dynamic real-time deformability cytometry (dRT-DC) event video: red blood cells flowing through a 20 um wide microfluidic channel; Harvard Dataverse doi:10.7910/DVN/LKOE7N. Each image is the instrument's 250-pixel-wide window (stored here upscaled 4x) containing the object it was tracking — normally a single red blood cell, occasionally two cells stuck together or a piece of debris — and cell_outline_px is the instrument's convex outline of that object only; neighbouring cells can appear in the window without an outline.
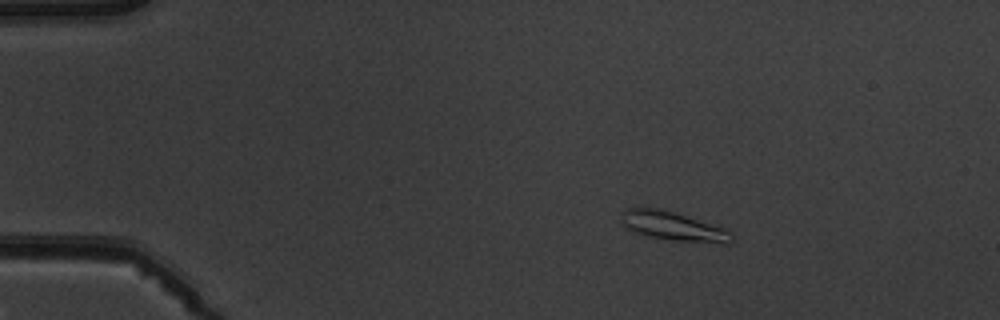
{"species": "common noctule bat (a hibernating species)", "species_latin": "Nyctalus noctula", "temperature_condition": "warm", "stored_images_in_passage": 3, "camera_frame_rate_fps": 3000, "um_per_image_px": 0.085, "animal": {"sex": "male", "body_mass_g": 19.5, "forearm_length_mm": 54.6}, "frame": {"image": 1, "passage_image": 1, "time_ms": 0.0, "image_size_px": [1000, 320], "cell_outline_px": [[736, 240], [728, 244], [724, 244], [668, 240], [636, 232], [624, 228], [620, 220], [624, 212], [628, 208], [640, 204], [664, 208], [728, 228], [732, 232]], "centroid_in_image_um": [57.28, 19.19], "position_along_channel_um": 27.7, "area_um2": 19.77}}